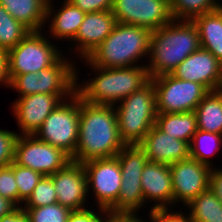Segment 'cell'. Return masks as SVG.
I'll use <instances>...</instances> for the list:
<instances>
[{"instance_id": "6da1fadb", "label": "cell", "mask_w": 222, "mask_h": 222, "mask_svg": "<svg viewBox=\"0 0 222 222\" xmlns=\"http://www.w3.org/2000/svg\"><path fill=\"white\" fill-rule=\"evenodd\" d=\"M124 146L115 107L87 103L80 97L78 142L73 161L84 163L114 157Z\"/></svg>"}, {"instance_id": "7a4b0ae2", "label": "cell", "mask_w": 222, "mask_h": 222, "mask_svg": "<svg viewBox=\"0 0 222 222\" xmlns=\"http://www.w3.org/2000/svg\"><path fill=\"white\" fill-rule=\"evenodd\" d=\"M201 48L199 31L192 20H175L152 31L149 63L150 78L171 74L190 54Z\"/></svg>"}, {"instance_id": "3957f363", "label": "cell", "mask_w": 222, "mask_h": 222, "mask_svg": "<svg viewBox=\"0 0 222 222\" xmlns=\"http://www.w3.org/2000/svg\"><path fill=\"white\" fill-rule=\"evenodd\" d=\"M83 62L87 63V67L91 66L93 72H97L94 78H89L81 85L76 74V93L87 103L114 106L150 81L145 64L123 68H101L90 64L87 59H83Z\"/></svg>"}, {"instance_id": "277c9868", "label": "cell", "mask_w": 222, "mask_h": 222, "mask_svg": "<svg viewBox=\"0 0 222 222\" xmlns=\"http://www.w3.org/2000/svg\"><path fill=\"white\" fill-rule=\"evenodd\" d=\"M151 34L147 28L117 22L112 32L86 59L101 68L136 66L137 61L149 55Z\"/></svg>"}, {"instance_id": "5b68a950", "label": "cell", "mask_w": 222, "mask_h": 222, "mask_svg": "<svg viewBox=\"0 0 222 222\" xmlns=\"http://www.w3.org/2000/svg\"><path fill=\"white\" fill-rule=\"evenodd\" d=\"M114 107L122 141L125 145H138L155 125L158 114L153 82L150 80Z\"/></svg>"}, {"instance_id": "8992f818", "label": "cell", "mask_w": 222, "mask_h": 222, "mask_svg": "<svg viewBox=\"0 0 222 222\" xmlns=\"http://www.w3.org/2000/svg\"><path fill=\"white\" fill-rule=\"evenodd\" d=\"M64 55L51 67L16 75L10 82L9 88L15 89L18 98L32 94L73 95L76 93V64ZM68 61V62H67Z\"/></svg>"}, {"instance_id": "52a82bcc", "label": "cell", "mask_w": 222, "mask_h": 222, "mask_svg": "<svg viewBox=\"0 0 222 222\" xmlns=\"http://www.w3.org/2000/svg\"><path fill=\"white\" fill-rule=\"evenodd\" d=\"M79 119L80 96L74 93L49 114L34 136L60 148L73 160L78 142Z\"/></svg>"}, {"instance_id": "ba28073f", "label": "cell", "mask_w": 222, "mask_h": 222, "mask_svg": "<svg viewBox=\"0 0 222 222\" xmlns=\"http://www.w3.org/2000/svg\"><path fill=\"white\" fill-rule=\"evenodd\" d=\"M40 31H30L15 47L7 52L9 82L19 74L53 66L63 55L53 42ZM48 39V40H47Z\"/></svg>"}, {"instance_id": "9c48e42d", "label": "cell", "mask_w": 222, "mask_h": 222, "mask_svg": "<svg viewBox=\"0 0 222 222\" xmlns=\"http://www.w3.org/2000/svg\"><path fill=\"white\" fill-rule=\"evenodd\" d=\"M121 168V187L117 202L108 210L114 213H137L144 205L141 175L148 159L138 145H125L116 155Z\"/></svg>"}, {"instance_id": "30bf717a", "label": "cell", "mask_w": 222, "mask_h": 222, "mask_svg": "<svg viewBox=\"0 0 222 222\" xmlns=\"http://www.w3.org/2000/svg\"><path fill=\"white\" fill-rule=\"evenodd\" d=\"M154 84L157 113H184L196 109L209 90L200 83L171 74L150 78Z\"/></svg>"}, {"instance_id": "8fae6325", "label": "cell", "mask_w": 222, "mask_h": 222, "mask_svg": "<svg viewBox=\"0 0 222 222\" xmlns=\"http://www.w3.org/2000/svg\"><path fill=\"white\" fill-rule=\"evenodd\" d=\"M71 157L63 150L38 140L34 135H20L15 144L14 163L50 176L64 168Z\"/></svg>"}, {"instance_id": "7c38bea8", "label": "cell", "mask_w": 222, "mask_h": 222, "mask_svg": "<svg viewBox=\"0 0 222 222\" xmlns=\"http://www.w3.org/2000/svg\"><path fill=\"white\" fill-rule=\"evenodd\" d=\"M116 22L155 31L173 20L169 0H113Z\"/></svg>"}, {"instance_id": "4fadbf2b", "label": "cell", "mask_w": 222, "mask_h": 222, "mask_svg": "<svg viewBox=\"0 0 222 222\" xmlns=\"http://www.w3.org/2000/svg\"><path fill=\"white\" fill-rule=\"evenodd\" d=\"M83 167L87 176V190L93 188L97 206L109 210L118 200L122 181L117 156L88 160Z\"/></svg>"}, {"instance_id": "5bb4252c", "label": "cell", "mask_w": 222, "mask_h": 222, "mask_svg": "<svg viewBox=\"0 0 222 222\" xmlns=\"http://www.w3.org/2000/svg\"><path fill=\"white\" fill-rule=\"evenodd\" d=\"M169 166L172 177L173 205L181 202L186 206L201 192L209 189L212 167L192 158L180 160Z\"/></svg>"}, {"instance_id": "9a60e30c", "label": "cell", "mask_w": 222, "mask_h": 222, "mask_svg": "<svg viewBox=\"0 0 222 222\" xmlns=\"http://www.w3.org/2000/svg\"><path fill=\"white\" fill-rule=\"evenodd\" d=\"M72 95H49L44 93L17 98L12 111L20 128V135H34L44 120L62 101ZM64 98V99H63Z\"/></svg>"}, {"instance_id": "2e32d148", "label": "cell", "mask_w": 222, "mask_h": 222, "mask_svg": "<svg viewBox=\"0 0 222 222\" xmlns=\"http://www.w3.org/2000/svg\"><path fill=\"white\" fill-rule=\"evenodd\" d=\"M171 75L181 80L200 83L209 91L222 89V63L203 48L190 54Z\"/></svg>"}, {"instance_id": "e0dca14e", "label": "cell", "mask_w": 222, "mask_h": 222, "mask_svg": "<svg viewBox=\"0 0 222 222\" xmlns=\"http://www.w3.org/2000/svg\"><path fill=\"white\" fill-rule=\"evenodd\" d=\"M54 184L57 202L72 211L86 209L87 176L83 163L70 161L64 168L49 176Z\"/></svg>"}, {"instance_id": "ac0fdd59", "label": "cell", "mask_w": 222, "mask_h": 222, "mask_svg": "<svg viewBox=\"0 0 222 222\" xmlns=\"http://www.w3.org/2000/svg\"><path fill=\"white\" fill-rule=\"evenodd\" d=\"M148 161L171 165L190 158V144L166 134L154 125L138 144Z\"/></svg>"}, {"instance_id": "d6986e66", "label": "cell", "mask_w": 222, "mask_h": 222, "mask_svg": "<svg viewBox=\"0 0 222 222\" xmlns=\"http://www.w3.org/2000/svg\"><path fill=\"white\" fill-rule=\"evenodd\" d=\"M141 188L145 203L157 202L150 210H164L173 206L172 177L168 164L147 161L141 175Z\"/></svg>"}, {"instance_id": "ffe728a7", "label": "cell", "mask_w": 222, "mask_h": 222, "mask_svg": "<svg viewBox=\"0 0 222 222\" xmlns=\"http://www.w3.org/2000/svg\"><path fill=\"white\" fill-rule=\"evenodd\" d=\"M116 18L110 11L86 13L82 24L72 40L77 54L86 59L105 40L116 25Z\"/></svg>"}, {"instance_id": "44dd1931", "label": "cell", "mask_w": 222, "mask_h": 222, "mask_svg": "<svg viewBox=\"0 0 222 222\" xmlns=\"http://www.w3.org/2000/svg\"><path fill=\"white\" fill-rule=\"evenodd\" d=\"M51 1L52 0H48L46 13V21L51 20L48 21L51 22V25L49 24L50 35L52 34L56 40L62 39L63 41V39H67L72 41L75 38L86 13L77 8L69 0H64L62 3L63 6L54 11L55 7L51 5Z\"/></svg>"}, {"instance_id": "7402d4cb", "label": "cell", "mask_w": 222, "mask_h": 222, "mask_svg": "<svg viewBox=\"0 0 222 222\" xmlns=\"http://www.w3.org/2000/svg\"><path fill=\"white\" fill-rule=\"evenodd\" d=\"M48 0H0L9 14L30 31H40L46 21Z\"/></svg>"}, {"instance_id": "603a6c76", "label": "cell", "mask_w": 222, "mask_h": 222, "mask_svg": "<svg viewBox=\"0 0 222 222\" xmlns=\"http://www.w3.org/2000/svg\"><path fill=\"white\" fill-rule=\"evenodd\" d=\"M192 21L199 31L201 48L210 51L222 63V6Z\"/></svg>"}, {"instance_id": "cb8c5ba5", "label": "cell", "mask_w": 222, "mask_h": 222, "mask_svg": "<svg viewBox=\"0 0 222 222\" xmlns=\"http://www.w3.org/2000/svg\"><path fill=\"white\" fill-rule=\"evenodd\" d=\"M194 112L197 129L222 135V89L209 91Z\"/></svg>"}, {"instance_id": "d4e9b609", "label": "cell", "mask_w": 222, "mask_h": 222, "mask_svg": "<svg viewBox=\"0 0 222 222\" xmlns=\"http://www.w3.org/2000/svg\"><path fill=\"white\" fill-rule=\"evenodd\" d=\"M155 125L168 135L191 143L197 131L194 111L184 113H158Z\"/></svg>"}, {"instance_id": "484cf974", "label": "cell", "mask_w": 222, "mask_h": 222, "mask_svg": "<svg viewBox=\"0 0 222 222\" xmlns=\"http://www.w3.org/2000/svg\"><path fill=\"white\" fill-rule=\"evenodd\" d=\"M187 206L191 222H222V203L210 189L201 192Z\"/></svg>"}, {"instance_id": "4316f807", "label": "cell", "mask_w": 222, "mask_h": 222, "mask_svg": "<svg viewBox=\"0 0 222 222\" xmlns=\"http://www.w3.org/2000/svg\"><path fill=\"white\" fill-rule=\"evenodd\" d=\"M222 135L197 129L190 143V158L213 167L210 157L221 150Z\"/></svg>"}, {"instance_id": "83f0119b", "label": "cell", "mask_w": 222, "mask_h": 222, "mask_svg": "<svg viewBox=\"0 0 222 222\" xmlns=\"http://www.w3.org/2000/svg\"><path fill=\"white\" fill-rule=\"evenodd\" d=\"M30 30L17 21L0 5V49L8 52L15 47Z\"/></svg>"}, {"instance_id": "f1b7e54d", "label": "cell", "mask_w": 222, "mask_h": 222, "mask_svg": "<svg viewBox=\"0 0 222 222\" xmlns=\"http://www.w3.org/2000/svg\"><path fill=\"white\" fill-rule=\"evenodd\" d=\"M221 6L218 0H170L171 13L175 20H193Z\"/></svg>"}, {"instance_id": "f546056e", "label": "cell", "mask_w": 222, "mask_h": 222, "mask_svg": "<svg viewBox=\"0 0 222 222\" xmlns=\"http://www.w3.org/2000/svg\"><path fill=\"white\" fill-rule=\"evenodd\" d=\"M28 215L29 222H67L71 209L59 203L40 207H21Z\"/></svg>"}, {"instance_id": "4dcf8cb0", "label": "cell", "mask_w": 222, "mask_h": 222, "mask_svg": "<svg viewBox=\"0 0 222 222\" xmlns=\"http://www.w3.org/2000/svg\"><path fill=\"white\" fill-rule=\"evenodd\" d=\"M14 177L18 187L19 204L22 207L39 181L44 177L42 174L14 163Z\"/></svg>"}, {"instance_id": "1f68e13d", "label": "cell", "mask_w": 222, "mask_h": 222, "mask_svg": "<svg viewBox=\"0 0 222 222\" xmlns=\"http://www.w3.org/2000/svg\"><path fill=\"white\" fill-rule=\"evenodd\" d=\"M54 203L58 202L53 181L49 176H44L25 201L23 207H40Z\"/></svg>"}, {"instance_id": "d6a6232c", "label": "cell", "mask_w": 222, "mask_h": 222, "mask_svg": "<svg viewBox=\"0 0 222 222\" xmlns=\"http://www.w3.org/2000/svg\"><path fill=\"white\" fill-rule=\"evenodd\" d=\"M0 195L20 207L18 187L14 177V162L9 166L0 167Z\"/></svg>"}, {"instance_id": "836d02e7", "label": "cell", "mask_w": 222, "mask_h": 222, "mask_svg": "<svg viewBox=\"0 0 222 222\" xmlns=\"http://www.w3.org/2000/svg\"><path fill=\"white\" fill-rule=\"evenodd\" d=\"M20 133L0 129V167L14 162L15 144Z\"/></svg>"}, {"instance_id": "e575fe53", "label": "cell", "mask_w": 222, "mask_h": 222, "mask_svg": "<svg viewBox=\"0 0 222 222\" xmlns=\"http://www.w3.org/2000/svg\"><path fill=\"white\" fill-rule=\"evenodd\" d=\"M97 209H99V211L88 209V207L82 210H74L70 213L67 222H103L105 218L104 215H106L108 210L100 207Z\"/></svg>"}, {"instance_id": "d590c367", "label": "cell", "mask_w": 222, "mask_h": 222, "mask_svg": "<svg viewBox=\"0 0 222 222\" xmlns=\"http://www.w3.org/2000/svg\"><path fill=\"white\" fill-rule=\"evenodd\" d=\"M170 209L171 207L164 210H150V215H148L150 222H191L184 213L170 211Z\"/></svg>"}, {"instance_id": "8d00e7d4", "label": "cell", "mask_w": 222, "mask_h": 222, "mask_svg": "<svg viewBox=\"0 0 222 222\" xmlns=\"http://www.w3.org/2000/svg\"><path fill=\"white\" fill-rule=\"evenodd\" d=\"M77 8L85 13L110 11L113 6V0H69Z\"/></svg>"}, {"instance_id": "74e56055", "label": "cell", "mask_w": 222, "mask_h": 222, "mask_svg": "<svg viewBox=\"0 0 222 222\" xmlns=\"http://www.w3.org/2000/svg\"><path fill=\"white\" fill-rule=\"evenodd\" d=\"M209 189L222 203V168L217 170L213 167L211 169Z\"/></svg>"}, {"instance_id": "f35d334b", "label": "cell", "mask_w": 222, "mask_h": 222, "mask_svg": "<svg viewBox=\"0 0 222 222\" xmlns=\"http://www.w3.org/2000/svg\"><path fill=\"white\" fill-rule=\"evenodd\" d=\"M103 222H146L136 213H114L107 211Z\"/></svg>"}, {"instance_id": "ab89813d", "label": "cell", "mask_w": 222, "mask_h": 222, "mask_svg": "<svg viewBox=\"0 0 222 222\" xmlns=\"http://www.w3.org/2000/svg\"><path fill=\"white\" fill-rule=\"evenodd\" d=\"M9 87L7 52L0 49V85Z\"/></svg>"}, {"instance_id": "60d3db41", "label": "cell", "mask_w": 222, "mask_h": 222, "mask_svg": "<svg viewBox=\"0 0 222 222\" xmlns=\"http://www.w3.org/2000/svg\"><path fill=\"white\" fill-rule=\"evenodd\" d=\"M0 222H29L28 215L21 207H18L9 215L3 216Z\"/></svg>"}, {"instance_id": "b9f144b4", "label": "cell", "mask_w": 222, "mask_h": 222, "mask_svg": "<svg viewBox=\"0 0 222 222\" xmlns=\"http://www.w3.org/2000/svg\"><path fill=\"white\" fill-rule=\"evenodd\" d=\"M18 206L8 198L0 195V219L14 212Z\"/></svg>"}]
</instances>
